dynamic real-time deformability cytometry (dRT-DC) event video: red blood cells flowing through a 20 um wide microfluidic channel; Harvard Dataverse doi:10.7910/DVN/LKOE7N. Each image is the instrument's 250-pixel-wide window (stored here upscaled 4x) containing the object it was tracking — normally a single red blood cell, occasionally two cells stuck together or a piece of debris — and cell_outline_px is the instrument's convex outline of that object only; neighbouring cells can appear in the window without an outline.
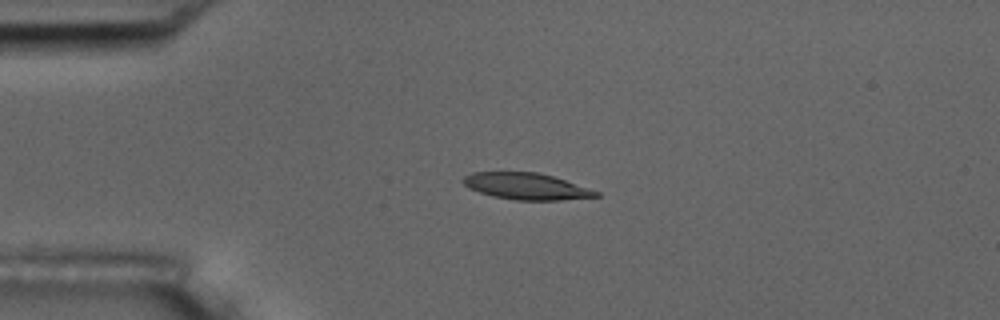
{"species": "common noctule bat (a hibernating species)", "species_latin": "Nyctalus noctula", "temperature_condition": "room temperature", "stored_images_in_passage": 4, "camera_frame_rate_fps": 3000, "um_per_image_px": 0.085, "animal": {"sex": "male", "body_mass_g": 17.5, "forearm_length_mm": 52.3}, "frame": {"image": 1, "passage_image": 3, "time_ms": 2.333, "image_size_px": [1000, 320], "cell_outline_px": [[600, 196], [560, 200], [516, 200], [492, 196], [468, 188], [460, 180], [464, 176], [472, 172], [536, 172], [552, 176], [600, 192]], "centroid_in_image_um": [44.69, 15.83], "position_along_channel_um": 40.3, "area_um2": 20.4}}